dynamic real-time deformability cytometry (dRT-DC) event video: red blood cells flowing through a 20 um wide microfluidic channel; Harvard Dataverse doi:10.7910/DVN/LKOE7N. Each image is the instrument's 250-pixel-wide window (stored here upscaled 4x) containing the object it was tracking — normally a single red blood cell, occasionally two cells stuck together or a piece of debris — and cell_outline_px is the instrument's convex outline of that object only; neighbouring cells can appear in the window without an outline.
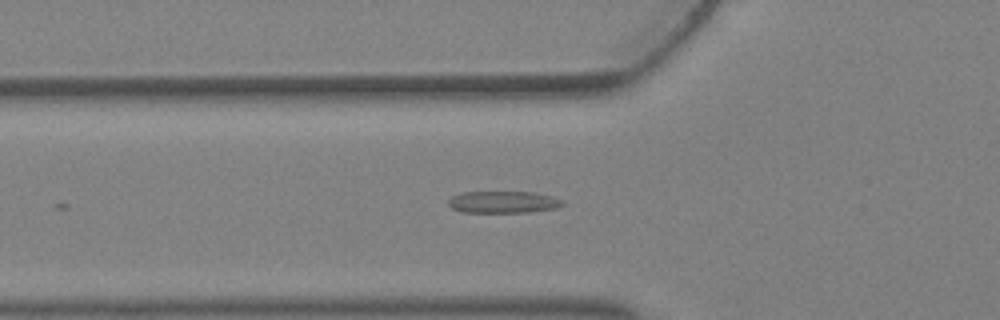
{"species": "Egyptian fruit bat (a non-hibernating species)", "species_latin": "Rousettus aegyptiacus", "temperature_condition": "warm", "stored_images_in_passage": 2, "camera_frame_rate_fps": 3000, "um_per_image_px": 0.085, "animal": {"sex": "female"}, "frame": {"image": 1, "passage_image": 2, "time_ms": 0.333, "image_size_px": [1000, 320], "cell_outline_px": [[564, 204], [560, 208], [528, 212], [460, 212], [452, 208], [448, 204], [448, 200], [452, 196], [464, 192], [532, 192], [548, 196], [560, 200]], "centroid_in_image_um": [42.74, 17.18], "position_along_channel_um": 83.1, "area_um2": 14.45}}